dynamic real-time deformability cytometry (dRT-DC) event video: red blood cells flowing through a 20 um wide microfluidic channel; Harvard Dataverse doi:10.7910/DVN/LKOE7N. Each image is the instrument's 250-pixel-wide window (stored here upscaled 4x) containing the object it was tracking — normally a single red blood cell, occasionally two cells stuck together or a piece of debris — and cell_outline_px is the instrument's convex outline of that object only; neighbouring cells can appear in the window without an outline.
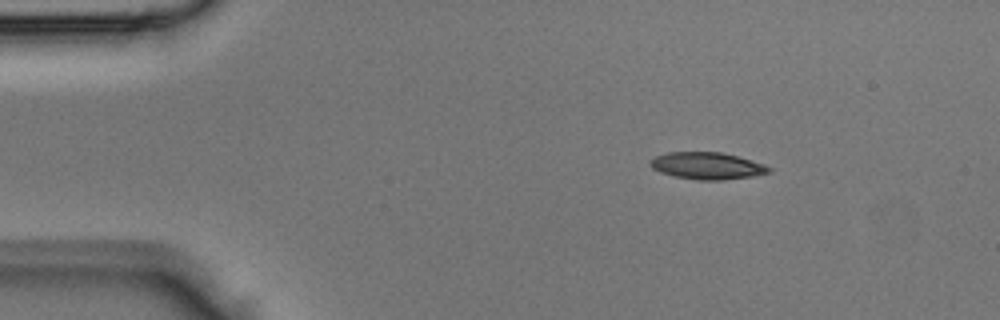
{"species": "Egyptian fruit bat (a non-hibernating species)", "species_latin": "Rousettus aegyptiacus", "temperature_condition": "room temperature", "stored_images_in_passage": 4, "camera_frame_rate_fps": 3000, "um_per_image_px": 0.085, "animal": {"sex": "male"}, "frame": {"image": 1, "passage_image": 1, "time_ms": 0.0, "image_size_px": [1000, 320], "cell_outline_px": [[772, 172], [752, 176], [724, 180], [696, 180], [676, 176], [660, 172], [652, 168], [648, 164], [648, 160], [656, 156], [668, 152], [724, 152], [752, 160], [764, 164], [772, 168]], "centroid_in_image_um": [60.11, 14.09], "position_along_channel_um": 24.9, "area_um2": 18.84}}
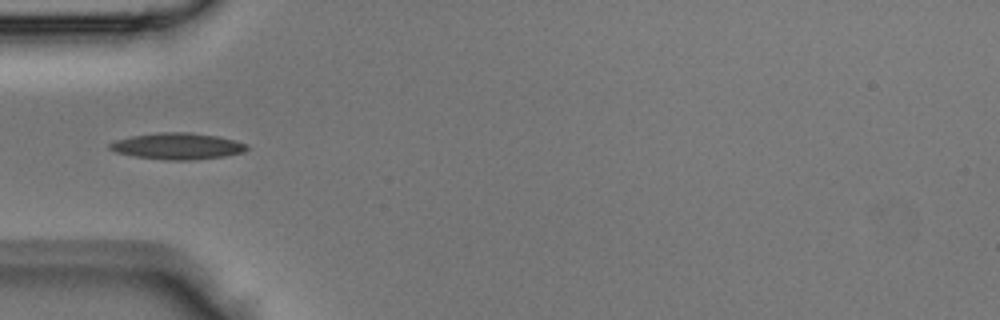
{"frame": {"image": 2, "passage_image": 3, "time_ms": 0.667, "image_size_px": [1000, 320], "cell_outline_px": [[248, 148], [244, 152], [224, 156], [192, 160], [164, 160], [136, 156], [116, 152], [108, 148], [108, 144], [116, 140], [132, 136], [156, 132], [188, 132], [216, 136], [236, 140], [248, 144]], "centroid_in_image_um": [15.1, 12.42], "position_along_channel_um": 69.9, "area_um2": 21.1}}
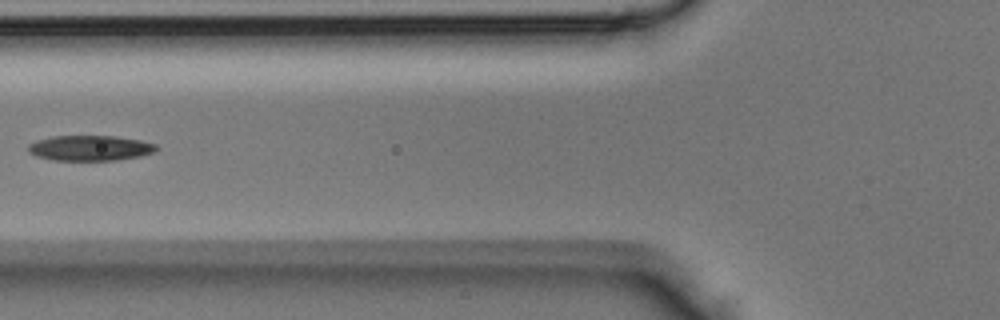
{"frame": {"image": 3, "passage_image": 4, "time_ms": 1.0, "image_size_px": [1000, 320], "cell_outline_px": [[160, 148], [156, 152], [140, 156], [116, 160], [52, 160], [36, 156], [28, 152], [28, 144], [52, 136], [112, 136], [140, 140], [156, 144]], "centroid_in_image_um": [7.69, 12.59], "position_along_channel_um": 118.1, "area_um2": 18.9}}